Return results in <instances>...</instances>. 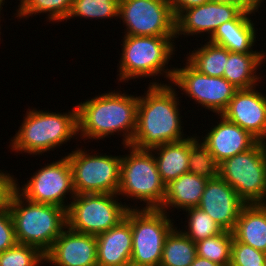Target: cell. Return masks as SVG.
Returning a JSON list of instances; mask_svg holds the SVG:
<instances>
[{"instance_id":"obj_16","label":"cell","mask_w":266,"mask_h":266,"mask_svg":"<svg viewBox=\"0 0 266 266\" xmlns=\"http://www.w3.org/2000/svg\"><path fill=\"white\" fill-rule=\"evenodd\" d=\"M245 205L237 192L218 175L208 179L198 207L223 230L232 232Z\"/></svg>"},{"instance_id":"obj_26","label":"cell","mask_w":266,"mask_h":266,"mask_svg":"<svg viewBox=\"0 0 266 266\" xmlns=\"http://www.w3.org/2000/svg\"><path fill=\"white\" fill-rule=\"evenodd\" d=\"M196 70L207 76L223 77L228 59V49L206 42L203 46L189 52L186 58Z\"/></svg>"},{"instance_id":"obj_27","label":"cell","mask_w":266,"mask_h":266,"mask_svg":"<svg viewBox=\"0 0 266 266\" xmlns=\"http://www.w3.org/2000/svg\"><path fill=\"white\" fill-rule=\"evenodd\" d=\"M233 233L223 230L220 234L196 242L197 256L230 266Z\"/></svg>"},{"instance_id":"obj_38","label":"cell","mask_w":266,"mask_h":266,"mask_svg":"<svg viewBox=\"0 0 266 266\" xmlns=\"http://www.w3.org/2000/svg\"><path fill=\"white\" fill-rule=\"evenodd\" d=\"M190 266H222V265L212 262L208 259L196 256L195 260Z\"/></svg>"},{"instance_id":"obj_9","label":"cell","mask_w":266,"mask_h":266,"mask_svg":"<svg viewBox=\"0 0 266 266\" xmlns=\"http://www.w3.org/2000/svg\"><path fill=\"white\" fill-rule=\"evenodd\" d=\"M116 198H119L117 194L108 193L76 194L66 211L67 226L93 236L108 231L122 221L130 209Z\"/></svg>"},{"instance_id":"obj_11","label":"cell","mask_w":266,"mask_h":266,"mask_svg":"<svg viewBox=\"0 0 266 266\" xmlns=\"http://www.w3.org/2000/svg\"><path fill=\"white\" fill-rule=\"evenodd\" d=\"M119 18L125 35L176 36L175 15L169 0H120Z\"/></svg>"},{"instance_id":"obj_36","label":"cell","mask_w":266,"mask_h":266,"mask_svg":"<svg viewBox=\"0 0 266 266\" xmlns=\"http://www.w3.org/2000/svg\"><path fill=\"white\" fill-rule=\"evenodd\" d=\"M211 2L218 3H231L239 6L243 11L247 12H258L259 7L264 0H210Z\"/></svg>"},{"instance_id":"obj_22","label":"cell","mask_w":266,"mask_h":266,"mask_svg":"<svg viewBox=\"0 0 266 266\" xmlns=\"http://www.w3.org/2000/svg\"><path fill=\"white\" fill-rule=\"evenodd\" d=\"M207 181L208 179L192 173L182 174L177 179L170 181L166 185L164 202L160 209L168 213V207L183 211L198 207Z\"/></svg>"},{"instance_id":"obj_20","label":"cell","mask_w":266,"mask_h":266,"mask_svg":"<svg viewBox=\"0 0 266 266\" xmlns=\"http://www.w3.org/2000/svg\"><path fill=\"white\" fill-rule=\"evenodd\" d=\"M253 13L255 12L242 11L234 20L223 23L209 37V42L227 48L231 52H265L252 50L256 42L255 24L250 18Z\"/></svg>"},{"instance_id":"obj_30","label":"cell","mask_w":266,"mask_h":266,"mask_svg":"<svg viewBox=\"0 0 266 266\" xmlns=\"http://www.w3.org/2000/svg\"><path fill=\"white\" fill-rule=\"evenodd\" d=\"M120 0H73L66 21L74 17L107 19L119 17Z\"/></svg>"},{"instance_id":"obj_21","label":"cell","mask_w":266,"mask_h":266,"mask_svg":"<svg viewBox=\"0 0 266 266\" xmlns=\"http://www.w3.org/2000/svg\"><path fill=\"white\" fill-rule=\"evenodd\" d=\"M232 233L236 241L266 253V204H246Z\"/></svg>"},{"instance_id":"obj_6","label":"cell","mask_w":266,"mask_h":266,"mask_svg":"<svg viewBox=\"0 0 266 266\" xmlns=\"http://www.w3.org/2000/svg\"><path fill=\"white\" fill-rule=\"evenodd\" d=\"M123 147L129 148L130 153L128 156L123 155L121 159L117 195L144 201L146 206L143 209H160L164 202L166 184L159 174L154 153L131 145Z\"/></svg>"},{"instance_id":"obj_1","label":"cell","mask_w":266,"mask_h":266,"mask_svg":"<svg viewBox=\"0 0 266 266\" xmlns=\"http://www.w3.org/2000/svg\"><path fill=\"white\" fill-rule=\"evenodd\" d=\"M169 85L151 82L145 96H138L136 129L131 146L151 150L186 138L181 131L179 97L177 99L173 85Z\"/></svg>"},{"instance_id":"obj_2","label":"cell","mask_w":266,"mask_h":266,"mask_svg":"<svg viewBox=\"0 0 266 266\" xmlns=\"http://www.w3.org/2000/svg\"><path fill=\"white\" fill-rule=\"evenodd\" d=\"M120 92L103 93L76 106L78 137L99 140L123 132L122 144H131L136 129L138 97Z\"/></svg>"},{"instance_id":"obj_4","label":"cell","mask_w":266,"mask_h":266,"mask_svg":"<svg viewBox=\"0 0 266 266\" xmlns=\"http://www.w3.org/2000/svg\"><path fill=\"white\" fill-rule=\"evenodd\" d=\"M20 129L11 140V150L40 155L60 147L78 133L77 107L68 113L28 109Z\"/></svg>"},{"instance_id":"obj_28","label":"cell","mask_w":266,"mask_h":266,"mask_svg":"<svg viewBox=\"0 0 266 266\" xmlns=\"http://www.w3.org/2000/svg\"><path fill=\"white\" fill-rule=\"evenodd\" d=\"M73 0H20L16 17L25 18L38 15L39 13H48V19L57 23V21L66 20Z\"/></svg>"},{"instance_id":"obj_10","label":"cell","mask_w":266,"mask_h":266,"mask_svg":"<svg viewBox=\"0 0 266 266\" xmlns=\"http://www.w3.org/2000/svg\"><path fill=\"white\" fill-rule=\"evenodd\" d=\"M76 194H117L122 155H90L82 148L67 154Z\"/></svg>"},{"instance_id":"obj_14","label":"cell","mask_w":266,"mask_h":266,"mask_svg":"<svg viewBox=\"0 0 266 266\" xmlns=\"http://www.w3.org/2000/svg\"><path fill=\"white\" fill-rule=\"evenodd\" d=\"M221 115L258 141L266 142V95L257 91L256 86L238 89Z\"/></svg>"},{"instance_id":"obj_17","label":"cell","mask_w":266,"mask_h":266,"mask_svg":"<svg viewBox=\"0 0 266 266\" xmlns=\"http://www.w3.org/2000/svg\"><path fill=\"white\" fill-rule=\"evenodd\" d=\"M67 230L54 241L45 254L46 263L55 266H97L96 236Z\"/></svg>"},{"instance_id":"obj_37","label":"cell","mask_w":266,"mask_h":266,"mask_svg":"<svg viewBox=\"0 0 266 266\" xmlns=\"http://www.w3.org/2000/svg\"><path fill=\"white\" fill-rule=\"evenodd\" d=\"M169 1L172 5V9L176 17L182 10L199 6L201 4L209 2L210 0H169Z\"/></svg>"},{"instance_id":"obj_24","label":"cell","mask_w":266,"mask_h":266,"mask_svg":"<svg viewBox=\"0 0 266 266\" xmlns=\"http://www.w3.org/2000/svg\"><path fill=\"white\" fill-rule=\"evenodd\" d=\"M151 151L155 152L157 168L166 185L182 174L188 173L189 136L180 141L155 147Z\"/></svg>"},{"instance_id":"obj_31","label":"cell","mask_w":266,"mask_h":266,"mask_svg":"<svg viewBox=\"0 0 266 266\" xmlns=\"http://www.w3.org/2000/svg\"><path fill=\"white\" fill-rule=\"evenodd\" d=\"M188 218V228L182 231L193 242L220 234L223 229L199 207H192L185 210Z\"/></svg>"},{"instance_id":"obj_8","label":"cell","mask_w":266,"mask_h":266,"mask_svg":"<svg viewBox=\"0 0 266 266\" xmlns=\"http://www.w3.org/2000/svg\"><path fill=\"white\" fill-rule=\"evenodd\" d=\"M129 209L132 232V255L134 266H159L164 243L175 225L168 213L161 209ZM174 225V226H173Z\"/></svg>"},{"instance_id":"obj_12","label":"cell","mask_w":266,"mask_h":266,"mask_svg":"<svg viewBox=\"0 0 266 266\" xmlns=\"http://www.w3.org/2000/svg\"><path fill=\"white\" fill-rule=\"evenodd\" d=\"M185 65L182 68L174 67L170 84L180 88L186 96L195 100L196 104L221 115L238 89L224 77L200 73L188 61Z\"/></svg>"},{"instance_id":"obj_3","label":"cell","mask_w":266,"mask_h":266,"mask_svg":"<svg viewBox=\"0 0 266 266\" xmlns=\"http://www.w3.org/2000/svg\"><path fill=\"white\" fill-rule=\"evenodd\" d=\"M9 211L17 243L34 246L44 255L67 226L64 208L27 201L17 190L11 197Z\"/></svg>"},{"instance_id":"obj_39","label":"cell","mask_w":266,"mask_h":266,"mask_svg":"<svg viewBox=\"0 0 266 266\" xmlns=\"http://www.w3.org/2000/svg\"><path fill=\"white\" fill-rule=\"evenodd\" d=\"M5 2V0H0V12H1V8H2V5H4V4H2V3H4ZM1 14V13H0ZM1 18V17H0Z\"/></svg>"},{"instance_id":"obj_29","label":"cell","mask_w":266,"mask_h":266,"mask_svg":"<svg viewBox=\"0 0 266 266\" xmlns=\"http://www.w3.org/2000/svg\"><path fill=\"white\" fill-rule=\"evenodd\" d=\"M198 138L200 137H189L188 173L206 179L216 178L218 176V164L208 148Z\"/></svg>"},{"instance_id":"obj_18","label":"cell","mask_w":266,"mask_h":266,"mask_svg":"<svg viewBox=\"0 0 266 266\" xmlns=\"http://www.w3.org/2000/svg\"><path fill=\"white\" fill-rule=\"evenodd\" d=\"M220 121L201 141L219 165L232 156L252 148L258 140L237 124L219 115Z\"/></svg>"},{"instance_id":"obj_7","label":"cell","mask_w":266,"mask_h":266,"mask_svg":"<svg viewBox=\"0 0 266 266\" xmlns=\"http://www.w3.org/2000/svg\"><path fill=\"white\" fill-rule=\"evenodd\" d=\"M218 175L246 204H266V142L224 160Z\"/></svg>"},{"instance_id":"obj_34","label":"cell","mask_w":266,"mask_h":266,"mask_svg":"<svg viewBox=\"0 0 266 266\" xmlns=\"http://www.w3.org/2000/svg\"><path fill=\"white\" fill-rule=\"evenodd\" d=\"M17 243L14 223L9 209L0 210V253Z\"/></svg>"},{"instance_id":"obj_35","label":"cell","mask_w":266,"mask_h":266,"mask_svg":"<svg viewBox=\"0 0 266 266\" xmlns=\"http://www.w3.org/2000/svg\"><path fill=\"white\" fill-rule=\"evenodd\" d=\"M0 170V210L9 209V204L13 193L16 191V181L14 176Z\"/></svg>"},{"instance_id":"obj_5","label":"cell","mask_w":266,"mask_h":266,"mask_svg":"<svg viewBox=\"0 0 266 266\" xmlns=\"http://www.w3.org/2000/svg\"><path fill=\"white\" fill-rule=\"evenodd\" d=\"M173 38L176 36L124 35L118 80L126 82L136 77L142 79L165 73L164 77L172 81L175 69H167L165 65L172 60L171 55L175 52Z\"/></svg>"},{"instance_id":"obj_25","label":"cell","mask_w":266,"mask_h":266,"mask_svg":"<svg viewBox=\"0 0 266 266\" xmlns=\"http://www.w3.org/2000/svg\"><path fill=\"white\" fill-rule=\"evenodd\" d=\"M175 228L166 237L159 266H190L197 256L195 242Z\"/></svg>"},{"instance_id":"obj_19","label":"cell","mask_w":266,"mask_h":266,"mask_svg":"<svg viewBox=\"0 0 266 266\" xmlns=\"http://www.w3.org/2000/svg\"><path fill=\"white\" fill-rule=\"evenodd\" d=\"M97 266H127L132 255V232L129 209L117 225L96 236Z\"/></svg>"},{"instance_id":"obj_15","label":"cell","mask_w":266,"mask_h":266,"mask_svg":"<svg viewBox=\"0 0 266 266\" xmlns=\"http://www.w3.org/2000/svg\"><path fill=\"white\" fill-rule=\"evenodd\" d=\"M242 11L231 3L211 1L182 10L175 19L176 38L180 34L197 36L203 32L211 37L220 25L234 20Z\"/></svg>"},{"instance_id":"obj_33","label":"cell","mask_w":266,"mask_h":266,"mask_svg":"<svg viewBox=\"0 0 266 266\" xmlns=\"http://www.w3.org/2000/svg\"><path fill=\"white\" fill-rule=\"evenodd\" d=\"M261 264H266L265 252L256 250L233 238L230 266H260Z\"/></svg>"},{"instance_id":"obj_23","label":"cell","mask_w":266,"mask_h":266,"mask_svg":"<svg viewBox=\"0 0 266 266\" xmlns=\"http://www.w3.org/2000/svg\"><path fill=\"white\" fill-rule=\"evenodd\" d=\"M266 53H238L228 50V59L223 77L237 89H248L258 86L261 79L256 74L257 68L265 63ZM264 61V62H263Z\"/></svg>"},{"instance_id":"obj_32","label":"cell","mask_w":266,"mask_h":266,"mask_svg":"<svg viewBox=\"0 0 266 266\" xmlns=\"http://www.w3.org/2000/svg\"><path fill=\"white\" fill-rule=\"evenodd\" d=\"M45 262V255L36 247L16 243L0 253V266H39Z\"/></svg>"},{"instance_id":"obj_13","label":"cell","mask_w":266,"mask_h":266,"mask_svg":"<svg viewBox=\"0 0 266 266\" xmlns=\"http://www.w3.org/2000/svg\"><path fill=\"white\" fill-rule=\"evenodd\" d=\"M16 190L27 201L52 204L67 211L69 203L65 204L66 193L70 192L72 199L76 195L68 157L45 165L31 176L24 187L20 188V185L16 184Z\"/></svg>"}]
</instances>
